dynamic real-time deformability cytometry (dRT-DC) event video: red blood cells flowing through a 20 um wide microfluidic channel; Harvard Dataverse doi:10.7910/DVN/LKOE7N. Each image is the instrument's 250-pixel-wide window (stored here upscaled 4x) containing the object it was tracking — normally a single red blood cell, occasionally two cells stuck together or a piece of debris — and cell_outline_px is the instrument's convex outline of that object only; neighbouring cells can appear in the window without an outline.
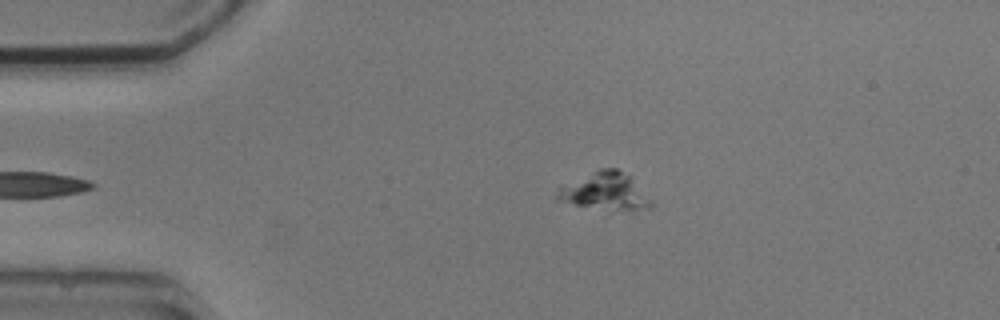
{"species": "common noctule bat (a hibernating species)", "species_latin": "Nyctalus noctula", "temperature_condition": "cold", "stored_images_in_passage": 5, "camera_frame_rate_fps": 3000, "um_per_image_px": 0.085, "animal": {"sex": "male", "body_mass_g": 20.5, "forearm_length_mm": 52.5}, "frame": {"image": 1, "passage_image": 5, "time_ms": 5.667, "image_size_px": [1000, 320], "cell_outline_px": [[652, 204], [648, 208], [604, 220], [556, 200], [556, 196], [560, 184], [600, 168], [616, 168], [628, 176], [652, 200]], "centroid_in_image_um": [51.33, 16.49], "position_along_channel_um": 33.7, "area_um2": 23.52}}